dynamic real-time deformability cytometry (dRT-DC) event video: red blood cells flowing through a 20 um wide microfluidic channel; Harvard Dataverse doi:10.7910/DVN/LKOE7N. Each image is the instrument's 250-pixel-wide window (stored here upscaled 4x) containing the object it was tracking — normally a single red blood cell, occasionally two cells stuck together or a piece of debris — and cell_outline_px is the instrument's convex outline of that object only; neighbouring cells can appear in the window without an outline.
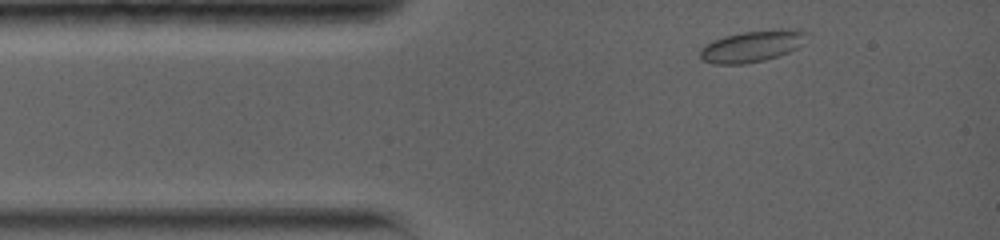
{"species": "common noctule bat (a hibernating species)", "species_latin": "Nyctalus noctula", "temperature_condition": "warm", "stored_images_in_passage": 22, "camera_frame_rate_fps": 5000, "um_per_image_px": 0.085, "animal": {"sex": "female", "body_mass_g": 19.0, "forearm_length_mm": 56.7}, "frame": {"image": 1, "passage_image": 2, "time_ms": 0.4, "image_size_px": [1000, 240], "cell_outline_px": [[808, 32], [804, 44], [788, 52], [764, 60], [744, 64], [712, 64], [700, 60], [700, 48], [724, 36], [744, 32], [780, 28]], "centroid_in_image_um": [63.92, 3.93], "position_along_channel_um": 21.1, "area_um2": 19.42}}
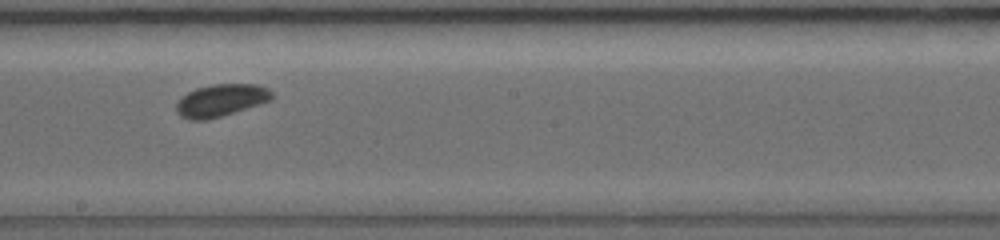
{"frame": {"image": 2, "passage_image": 13, "time_ms": 6.8, "image_size_px": [1000, 240], "cell_outline_px": [[276, 96], [272, 100], [260, 104], [208, 120], [188, 120], [180, 116], [176, 112], [176, 104], [180, 96], [196, 88], [212, 84], [256, 84], [268, 88]], "centroid_in_image_um": [18.77, 8.53], "position_along_channel_um": 229.4, "area_um2": 18.26}}
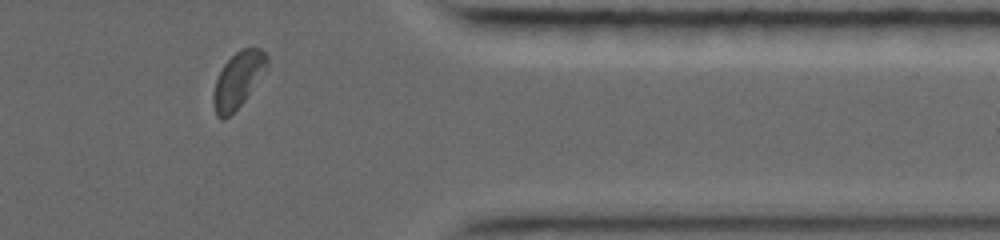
{"frame": {"image": 3, "passage_image": 22, "time_ms": 11.4, "image_size_px": [1000, 240], "cell_outline_px": [[268, 64], [244, 100], [224, 120], [220, 120], [216, 116], [212, 104], [212, 92], [216, 80], [224, 64], [240, 48], [260, 48], [268, 56]], "centroid_in_image_um": [20.18, 6.8], "position_along_channel_um": 391.2, "area_um2": 17.11}, "authors_computed_cell_mechanics": {"area_um2": 17.629, "velocity_mm_per_s": 3.7702, "shape_relaxation_time_tau1_ms": 2.506, "shape_relaxation_time_tau2_ms": null, "deformation_change_tau1": 0.05, "deformation_change_tau2": null}}